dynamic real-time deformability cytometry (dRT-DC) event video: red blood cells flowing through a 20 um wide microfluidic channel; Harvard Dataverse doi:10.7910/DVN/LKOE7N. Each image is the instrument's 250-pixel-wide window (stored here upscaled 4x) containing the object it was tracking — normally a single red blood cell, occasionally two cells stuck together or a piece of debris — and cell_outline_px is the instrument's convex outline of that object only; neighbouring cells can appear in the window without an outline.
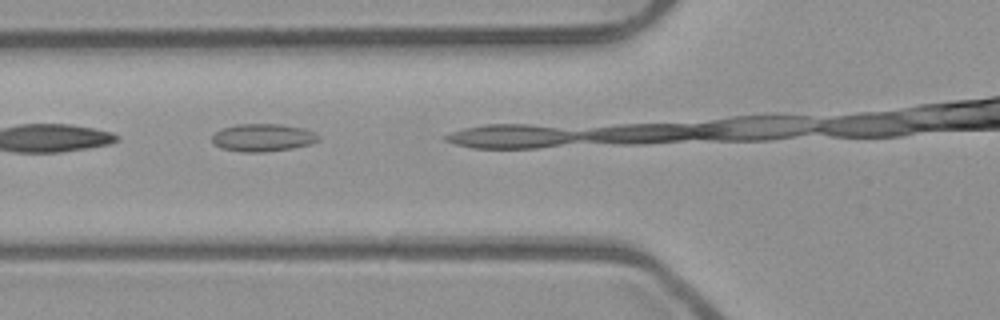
{"species": "common noctule bat (a hibernating species)", "species_latin": "Nyctalus noctula", "temperature_condition": "room temperature", "stored_images_in_passage": 5, "camera_frame_rate_fps": 3000, "um_per_image_px": 0.085, "animal": {"sex": "male", "body_mass_g": 23.1, "forearm_length_mm": 52.7}, "frame": {"image": 1, "passage_image": 4, "time_ms": 1.0, "image_size_px": [1000, 320], "cell_outline_px": [[320, 140], [312, 144], [292, 148], [264, 152], [240, 152], [220, 148], [212, 140], [212, 136], [216, 132], [224, 128], [236, 124], [280, 124], [304, 128], [320, 136]], "centroid_in_image_um": [22.36, 11.7], "position_along_channel_um": 103.4, "area_um2": 17.17}}